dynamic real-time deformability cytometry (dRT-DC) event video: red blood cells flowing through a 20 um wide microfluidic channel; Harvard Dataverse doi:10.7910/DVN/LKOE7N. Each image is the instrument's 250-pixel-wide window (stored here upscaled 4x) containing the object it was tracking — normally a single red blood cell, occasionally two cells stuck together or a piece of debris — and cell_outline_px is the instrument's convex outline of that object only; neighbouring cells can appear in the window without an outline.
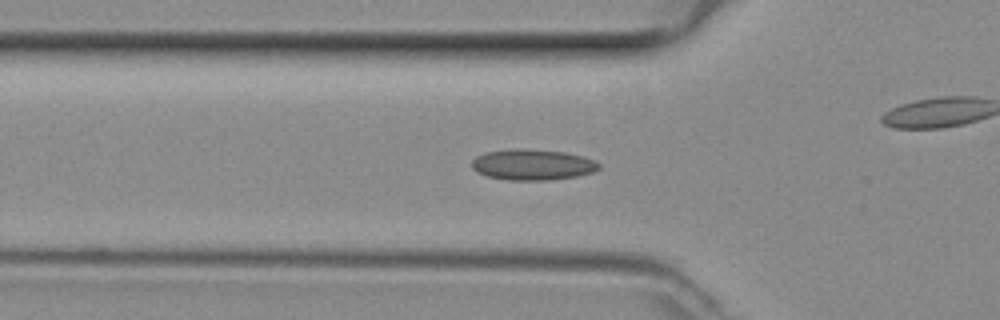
{"species": "common noctule bat (a hibernating species)", "species_latin": "Nyctalus noctula", "temperature_condition": "room temperature", "stored_images_in_passage": 48, "camera_frame_rate_fps": 3000, "um_per_image_px": 0.085, "animal": {"sex": "female", "body_mass_g": 29.2, "forearm_length_mm": 56.3}, "frame": {"image": 1, "passage_image": 15, "time_ms": 4.667, "image_size_px": [1000, 320], "cell_outline_px": [[600, 168], [592, 172], [576, 176], [548, 180], [508, 180], [488, 176], [476, 172], [472, 168], [472, 160], [476, 156], [484, 152], [516, 148], [520, 148], [564, 152], [580, 156], [592, 160], [600, 164]], "centroid_in_image_um": [45.21, 13.99], "position_along_channel_um": 80.6, "area_um2": 22.72}}
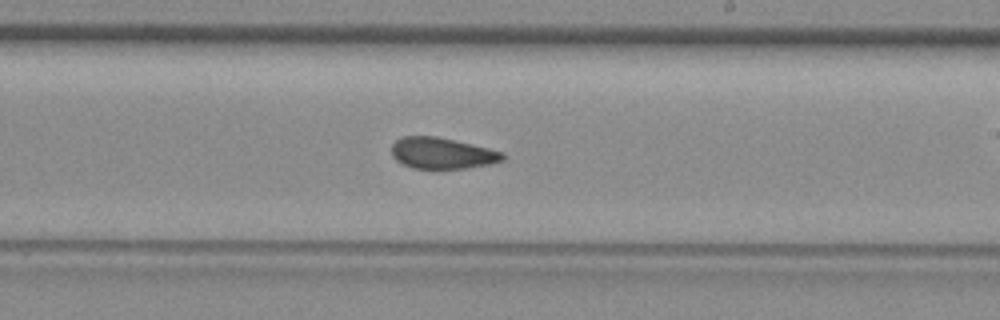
{"frame": {"image": 2, "passage_image": 27, "time_ms": 8.667, "image_size_px": [1000, 320], "cell_outline_px": [[504, 160], [488, 164], [468, 168], [412, 168], [396, 160], [392, 156], [392, 144], [396, 140], [404, 136], [436, 136], [488, 148], [504, 152]], "centroid_in_image_um": [37.57, 13.02], "position_along_channel_um": 251.4, "area_um2": 20.0}}
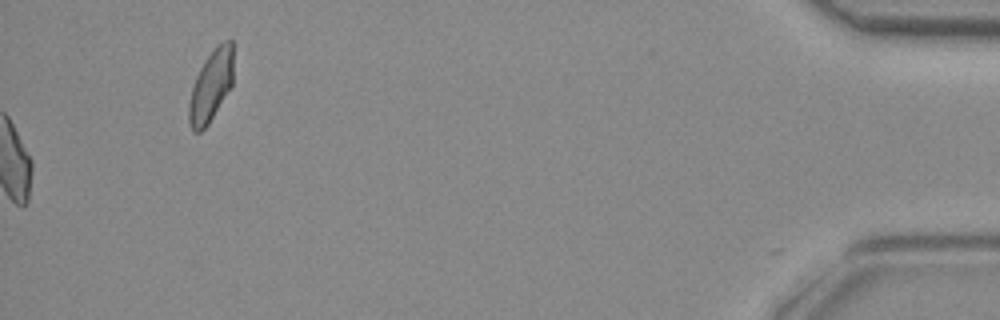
{"frame": {"image": 3, "passage_image": 48, "time_ms": 15.667, "image_size_px": [1000, 320], "cell_outline_px": [[232, 84], [208, 124], [200, 132], [192, 132], [188, 120], [188, 104], [192, 88], [196, 76], [200, 68], [216, 44], [224, 40], [232, 40]], "centroid_in_image_um": [17.91, 7.3], "position_along_channel_um": 417.3, "area_um2": 18.26}}